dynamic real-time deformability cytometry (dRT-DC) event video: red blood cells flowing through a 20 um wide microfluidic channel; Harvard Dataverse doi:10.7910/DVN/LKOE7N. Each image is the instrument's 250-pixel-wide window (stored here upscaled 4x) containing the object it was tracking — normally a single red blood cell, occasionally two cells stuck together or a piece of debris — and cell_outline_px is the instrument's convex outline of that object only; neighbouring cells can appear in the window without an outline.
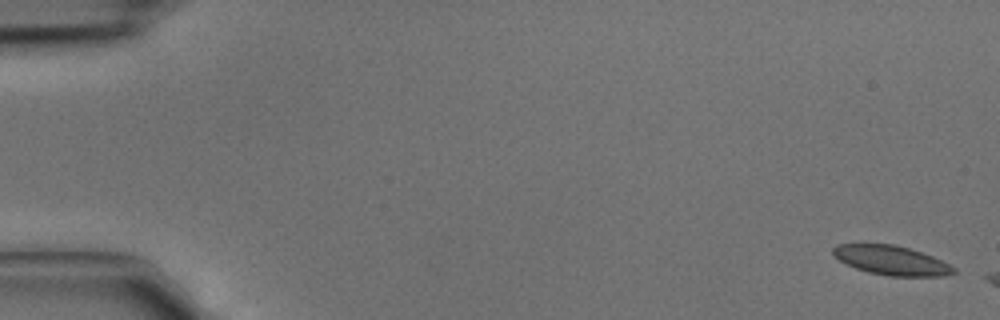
{"species": "common noctule bat (a hibernating species)", "species_latin": "Nyctalus noctula", "temperature_condition": "cold", "stored_images_in_passage": 5, "camera_frame_rate_fps": 3000, "um_per_image_px": 0.085, "animal": {"sex": "male", "body_mass_g": 15.6}, "frame": {"image": 1, "passage_image": 1, "time_ms": 0.0, "image_size_px": [1000, 320], "cell_outline_px": [[956, 272], [944, 276], [888, 276], [868, 272], [856, 268], [832, 256], [832, 248], [836, 244], [896, 244], [932, 256], [956, 268]], "centroid_in_image_um": [75.74, 22.13], "position_along_channel_um": 9.3, "area_um2": 20.52}}